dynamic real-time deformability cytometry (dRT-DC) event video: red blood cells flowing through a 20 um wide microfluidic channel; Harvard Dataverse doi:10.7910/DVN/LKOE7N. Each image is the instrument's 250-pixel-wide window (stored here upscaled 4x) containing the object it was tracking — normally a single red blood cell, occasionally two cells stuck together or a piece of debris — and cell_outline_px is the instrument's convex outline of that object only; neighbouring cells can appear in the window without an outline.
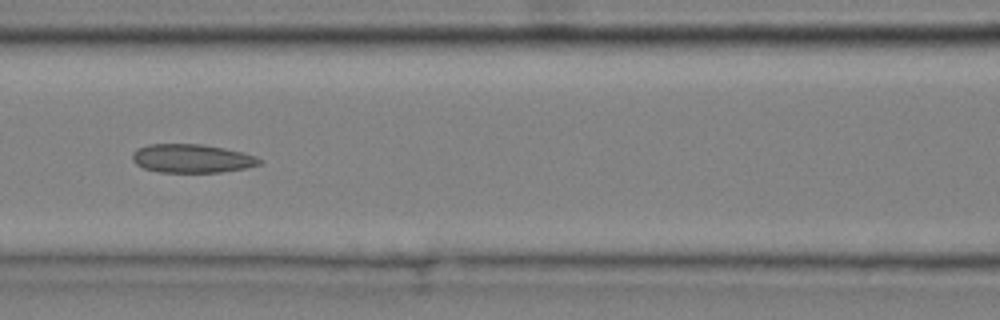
{"species": "common noctule bat (a hibernating species)", "species_latin": "Nyctalus noctula", "temperature_condition": "cold", "stored_images_in_passage": 13, "camera_frame_rate_fps": 3000, "um_per_image_px": 0.085, "animal": {"sex": "male", "body_mass_g": 20.4}, "frame": {"image": 1, "passage_image": 6, "time_ms": 1.667, "image_size_px": [1000, 320], "cell_outline_px": [[264, 160], [260, 164], [244, 168], [220, 172], [160, 172], [144, 168], [136, 164], [132, 160], [132, 152], [136, 148], [148, 144], [204, 144], [244, 152], [256, 156]], "centroid_in_image_um": [16.3, 13.46], "position_along_channel_um": 150.3, "area_um2": 21.33}}
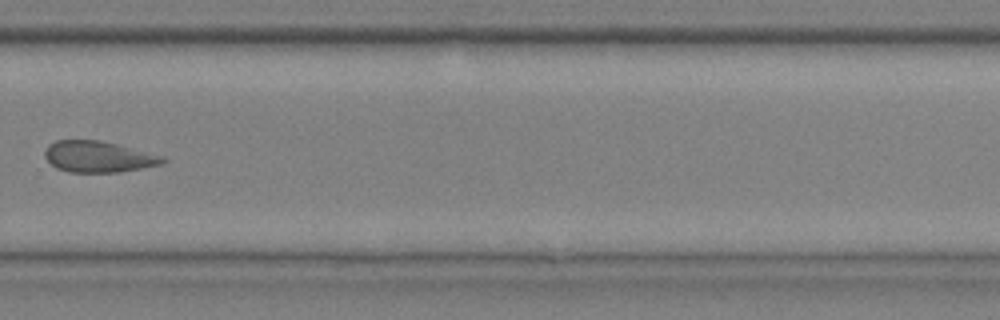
{"frame": {"image": 2, "passage_image": 10, "time_ms": 3.0, "image_size_px": [1000, 320], "cell_outline_px": [[168, 160], [160, 164], [120, 172], [68, 172], [56, 168], [44, 156], [44, 152], [48, 144], [56, 140], [100, 140], [164, 156]], "centroid_in_image_um": [8.33, 13.32], "position_along_channel_um": 321.5, "area_um2": 21.33}}
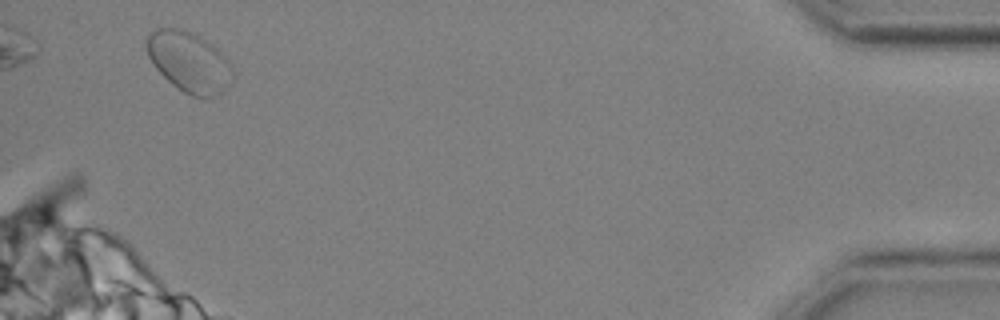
{"frame": {"image": 3, "passage_image": 13, "time_ms": 4.0, "image_size_px": [1000, 320], "cell_outline_px": [[236, 76], [224, 92], [216, 96], [204, 100], [192, 96], [184, 92], [172, 84], [156, 68], [148, 56], [148, 36], [156, 28], [180, 28], [212, 44], [232, 64]], "centroid_in_image_um": [16.15, 5.33], "position_along_channel_um": 419.0, "area_um2": 30.29}}